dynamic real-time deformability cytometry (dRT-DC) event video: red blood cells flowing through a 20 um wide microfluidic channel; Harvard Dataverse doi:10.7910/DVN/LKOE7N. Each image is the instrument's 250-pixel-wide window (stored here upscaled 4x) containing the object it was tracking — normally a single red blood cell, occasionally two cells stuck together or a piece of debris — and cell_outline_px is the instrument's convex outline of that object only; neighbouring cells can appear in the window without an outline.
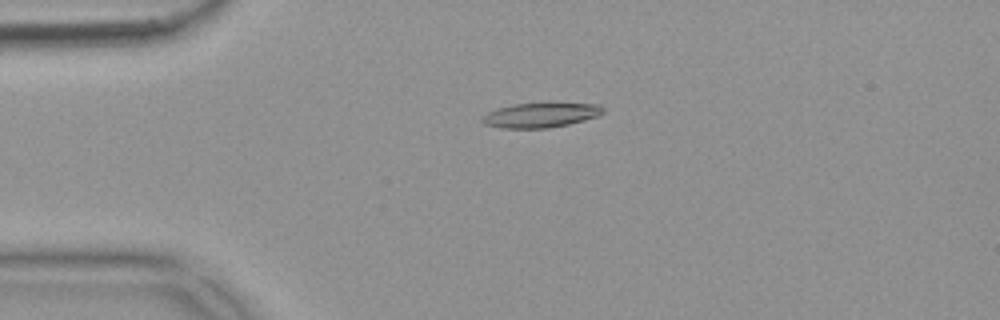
{"species": "common noctule bat (a hibernating species)", "species_latin": "Nyctalus noctula", "temperature_condition": "warm", "stored_images_in_passage": 55, "camera_frame_rate_fps": 3000, "um_per_image_px": 0.085, "animal": {"sex": "female", "body_mass_g": 18.4}, "frame": {"image": 1, "passage_image": 13, "time_ms": 4.0, "image_size_px": [1000, 320], "cell_outline_px": [[604, 112], [600, 116], [568, 124], [548, 128], [504, 128], [484, 124], [480, 120], [480, 116], [496, 108], [512, 104], [548, 100], [552, 100], [600, 104], [604, 108]], "centroid_in_image_um": [46.0, 9.72], "position_along_channel_um": 39.0, "area_um2": 18.61}}
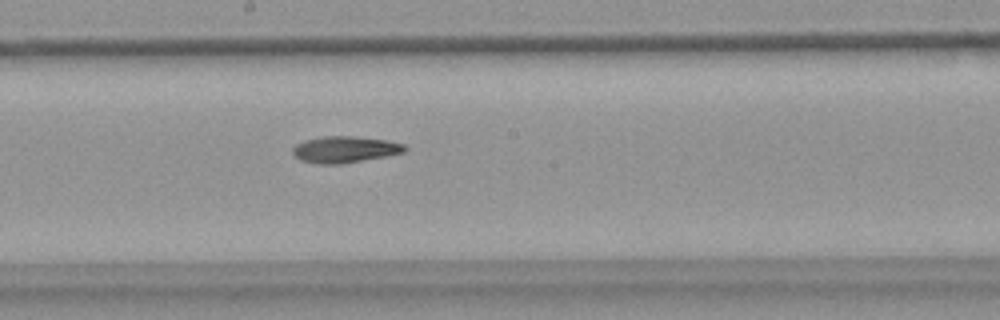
{"frame": {"image": 2, "passage_image": 30, "time_ms": 9.667, "image_size_px": [1000, 320], "cell_outline_px": [[408, 148], [404, 152], [388, 156], [340, 164], [316, 164], [300, 160], [292, 152], [292, 148], [296, 144], [304, 140], [324, 136], [352, 136], [388, 140], [404, 144]], "centroid_in_image_um": [29.32, 12.7], "position_along_channel_um": 218.9, "area_um2": 17.4}}
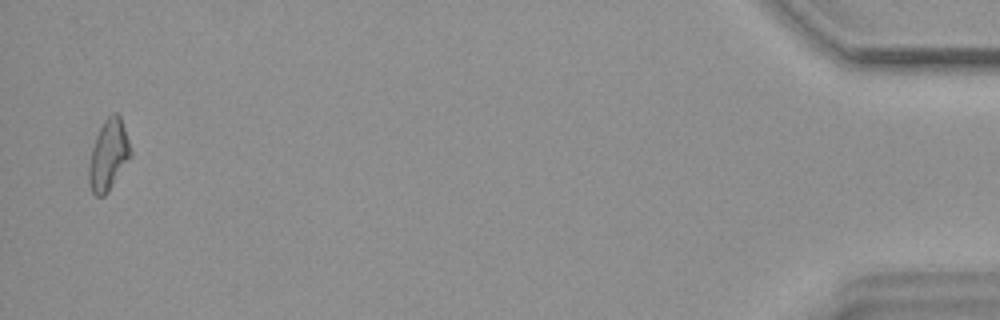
{"frame": {"image": 3, "passage_image": 54, "time_ms": 17.667, "image_size_px": [1000, 320], "cell_outline_px": [[132, 156], [108, 192], [104, 196], [96, 196], [92, 192], [88, 184], [88, 164], [92, 148], [96, 136], [104, 120], [112, 112], [116, 112], [120, 116], [132, 152]], "centroid_in_image_um": [9.21, 13.2], "position_along_channel_um": 426.0, "area_um2": 17.28}}